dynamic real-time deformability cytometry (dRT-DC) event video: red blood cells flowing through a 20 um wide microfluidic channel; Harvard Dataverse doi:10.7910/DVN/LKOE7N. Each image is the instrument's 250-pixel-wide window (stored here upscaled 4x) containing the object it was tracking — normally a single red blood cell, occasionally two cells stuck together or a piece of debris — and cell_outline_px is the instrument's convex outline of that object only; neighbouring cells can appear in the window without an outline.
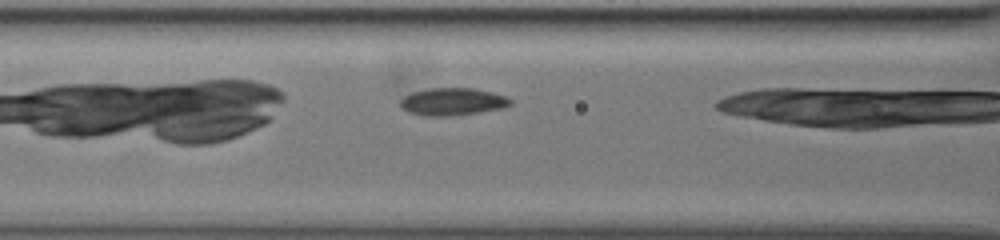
{"species": "common noctule bat (a hibernating species)", "species_latin": "Nyctalus noctula", "temperature_condition": "warm", "stored_images_in_passage": 5, "camera_frame_rate_fps": 3000, "um_per_image_px": 0.085, "animal": {"sex": "female", "body_mass_g": 19.5, "forearm_length_mm": 54.1}, "frame": {"image": 1, "passage_image": 4, "time_ms": 1.0, "image_size_px": [1000, 240], "cell_outline_px": [[512, 104], [504, 108], [480, 112], [448, 116], [424, 116], [408, 112], [400, 104], [400, 100], [404, 96], [412, 92], [428, 88], [472, 88], [492, 92], [504, 96], [512, 100]], "centroid_in_image_um": [38.47, 8.64], "position_along_channel_um": 128.1, "area_um2": 17.63}}